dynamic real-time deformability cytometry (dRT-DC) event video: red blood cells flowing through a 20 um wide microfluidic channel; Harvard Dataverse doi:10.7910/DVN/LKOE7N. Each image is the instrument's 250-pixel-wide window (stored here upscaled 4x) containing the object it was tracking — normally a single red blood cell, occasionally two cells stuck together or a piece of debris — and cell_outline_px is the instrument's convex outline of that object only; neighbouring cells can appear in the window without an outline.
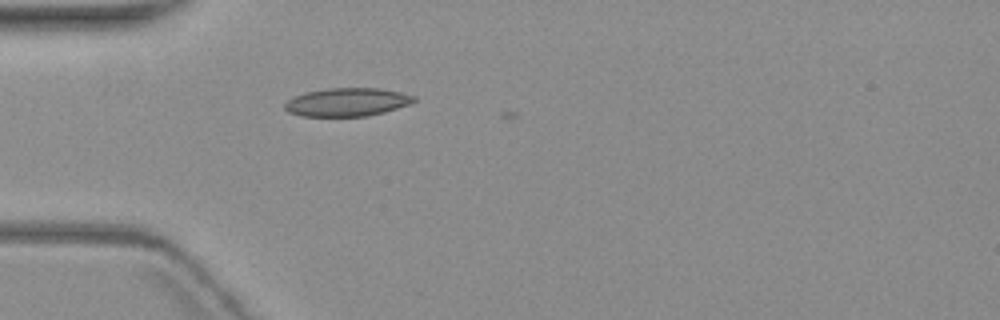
{"species": "common noctule bat (a hibernating species)", "species_latin": "Nyctalus noctula", "temperature_condition": "warm", "stored_images_in_passage": 4, "camera_frame_rate_fps": 3000, "um_per_image_px": 0.085, "animal": {"sex": "female", "body_mass_g": 19.3, "forearm_length_mm": 54.1}, "frame": {"image": 1, "passage_image": 4, "time_ms": 3.667, "image_size_px": [1000, 320], "cell_outline_px": [[416, 100], [412, 104], [384, 112], [368, 116], [304, 116], [288, 112], [284, 108], [284, 104], [288, 100], [304, 92], [328, 88], [380, 88], [400, 92], [416, 96]], "centroid_in_image_um": [29.54, 8.67], "position_along_channel_um": 55.5, "area_um2": 21.39}}